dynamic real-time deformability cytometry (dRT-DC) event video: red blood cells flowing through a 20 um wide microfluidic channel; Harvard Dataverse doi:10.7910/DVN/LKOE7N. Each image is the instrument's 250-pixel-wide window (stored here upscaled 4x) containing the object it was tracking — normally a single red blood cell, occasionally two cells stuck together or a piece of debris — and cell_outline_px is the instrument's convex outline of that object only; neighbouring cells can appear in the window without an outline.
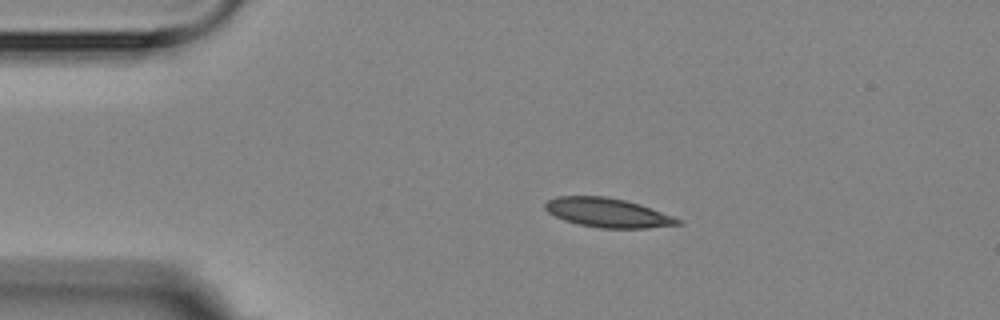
{"species": "Egyptian fruit bat (a non-hibernating species)", "species_latin": "Rousettus aegyptiacus", "temperature_condition": "room temperature", "stored_images_in_passage": 14, "camera_frame_rate_fps": 3000, "um_per_image_px": 0.085, "animal": {"sex": "female"}, "frame": {"image": 1, "passage_image": 1, "time_ms": 0.0, "image_size_px": [1000, 320], "cell_outline_px": [[684, 224], [648, 228], [600, 228], [580, 224], [564, 220], [548, 212], [544, 208], [544, 204], [548, 200], [556, 196], [604, 196], [624, 200], [640, 204], [672, 216], [680, 220]], "centroid_in_image_um": [51.64, 18.08], "position_along_channel_um": 33.4, "area_um2": 22.43}}
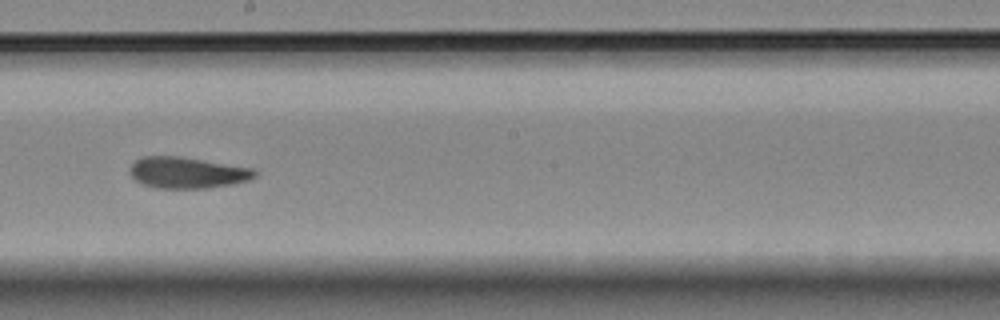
{"frame": {"image": 2, "passage_image": 7, "time_ms": 6.667, "image_size_px": [1000, 320], "cell_outline_px": [[256, 176], [248, 180], [232, 184], [208, 188], [156, 188], [144, 184], [136, 180], [128, 172], [128, 168], [140, 156], [180, 156], [252, 168], [256, 172]], "centroid_in_image_um": [15.88, 14.67], "position_along_channel_um": 232.3, "area_um2": 22.72}}
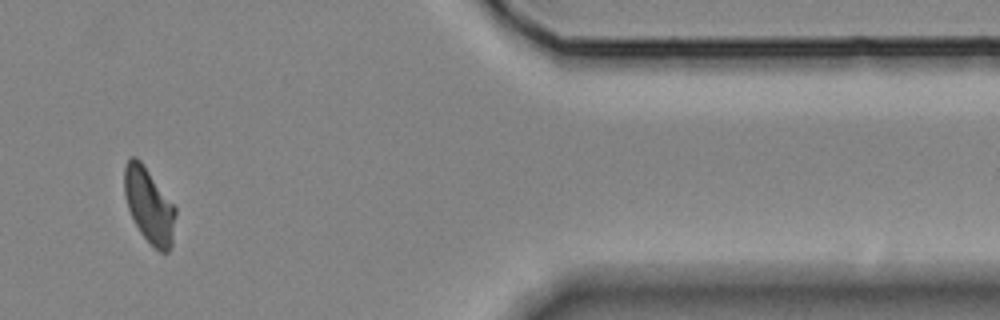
{"frame": {"image": 3, "passage_image": 12, "time_ms": 12.333, "image_size_px": [1000, 320], "cell_outline_px": [[176, 212], [172, 244], [168, 252], [160, 252], [140, 232], [128, 208], [124, 196], [124, 164], [128, 156], [136, 156], [140, 160], [176, 208]], "centroid_in_image_um": [12.65, 17.42], "position_along_channel_um": 398.7, "area_um2": 22.14}, "authors_computed_cell_mechanics": {"area_um2": 22.7443, "velocity_mm_per_s": 3.566, "shape_relaxation_time_tau1_ms": 5.8023, "shape_relaxation_time_tau2_ms": 2.3117, "deformation_change_tau1": 0.1239, "deformation_change_tau2": 0.0605}}